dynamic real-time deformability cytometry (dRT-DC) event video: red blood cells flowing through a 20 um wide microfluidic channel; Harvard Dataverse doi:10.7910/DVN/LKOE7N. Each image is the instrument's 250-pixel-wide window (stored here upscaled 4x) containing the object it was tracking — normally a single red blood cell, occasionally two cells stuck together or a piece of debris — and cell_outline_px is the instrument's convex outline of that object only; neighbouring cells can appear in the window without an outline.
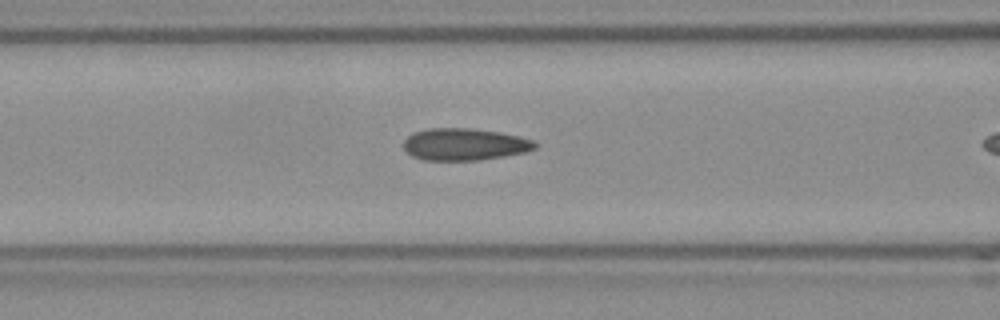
{"species": "Egyptian fruit bat (a non-hibernating species)", "species_latin": "Rousettus aegyptiacus", "temperature_condition": "room temperature", "stored_images_in_passage": 10, "camera_frame_rate_fps": 3000, "um_per_image_px": 0.085, "frame": {"image": 1, "passage_image": 9, "time_ms": 2.667, "image_size_px": [1000, 320], "cell_outline_px": [[536, 148], [524, 152], [504, 156], [480, 160], [424, 160], [412, 156], [404, 148], [404, 140], [408, 136], [416, 132], [428, 128], [468, 128], [500, 132], [532, 140], [536, 144]], "centroid_in_image_um": [39.46, 12.27], "position_along_channel_um": 127.1, "area_um2": 24.28}}